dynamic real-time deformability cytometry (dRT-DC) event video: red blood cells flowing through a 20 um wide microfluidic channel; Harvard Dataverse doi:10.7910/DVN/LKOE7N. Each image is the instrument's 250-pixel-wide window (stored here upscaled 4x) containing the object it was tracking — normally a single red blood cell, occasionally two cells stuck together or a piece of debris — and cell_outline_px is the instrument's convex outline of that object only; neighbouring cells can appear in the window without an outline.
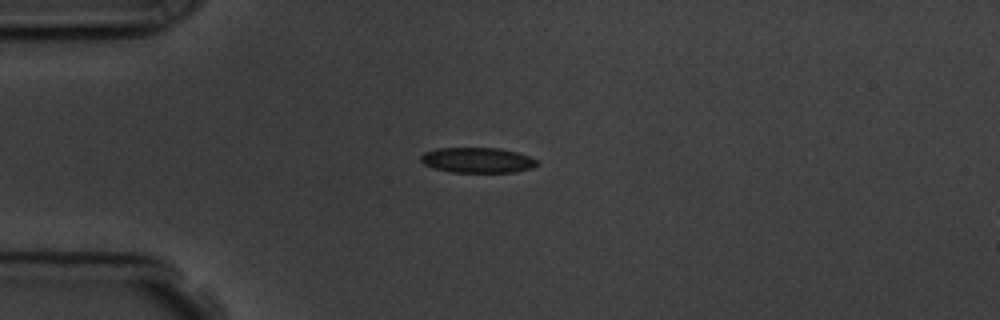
{"species": "common noctule bat (a hibernating species)", "species_latin": "Nyctalus noctula", "temperature_condition": "room temperature", "stored_images_in_passage": 5, "camera_frame_rate_fps": 3000, "um_per_image_px": 0.085, "animal": {"sex": "male", "body_mass_g": 19.5, "forearm_length_mm": 54.6}, "frame": {"image": 1, "passage_image": 3, "time_ms": 3.0, "image_size_px": [1000, 320], "cell_outline_px": [[540, 164], [532, 168], [516, 172], [452, 172], [432, 168], [424, 164], [420, 160], [420, 156], [424, 152], [436, 148], [500, 148], [516, 152], [540, 160]], "centroid_in_image_um": [40.6, 13.61], "position_along_channel_um": 44.4, "area_um2": 17.34}}
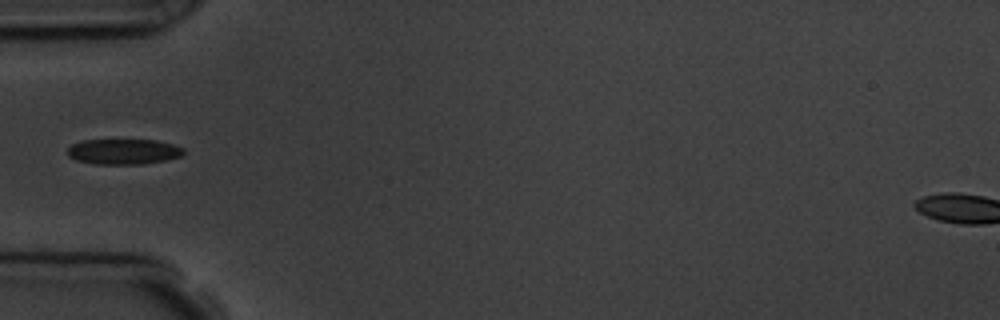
{"frame": {"image": 2, "passage_image": 4, "time_ms": 4.333, "image_size_px": [1000, 320], "cell_outline_px": [[184, 152], [180, 156], [164, 160], [144, 164], [92, 164], [76, 160], [68, 156], [68, 148], [72, 144], [84, 140], [156, 140], [172, 144], [184, 148]], "centroid_in_image_um": [10.48, 12.89], "position_along_channel_um": 74.5, "area_um2": 17.17}}